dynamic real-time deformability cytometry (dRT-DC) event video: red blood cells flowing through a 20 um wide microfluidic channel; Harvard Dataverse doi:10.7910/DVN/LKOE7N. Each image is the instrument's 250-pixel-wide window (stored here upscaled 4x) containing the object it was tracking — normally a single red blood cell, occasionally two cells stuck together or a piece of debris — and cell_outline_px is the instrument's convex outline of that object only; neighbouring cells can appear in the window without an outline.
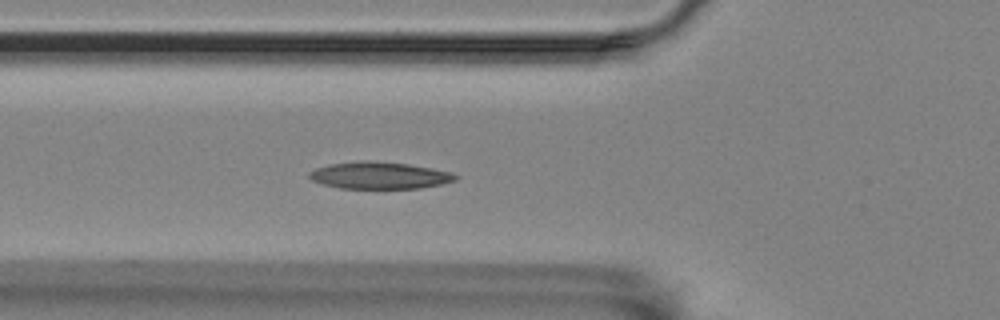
{"species": "Egyptian fruit bat (a non-hibernating species)", "species_latin": "Rousettus aegyptiacus", "temperature_condition": "room temperature", "stored_images_in_passage": 5, "camera_frame_rate_fps": 3000, "um_per_image_px": 0.085, "animal": {"sex": "female"}, "frame": {"image": 1, "passage_image": 5, "time_ms": 4.667, "image_size_px": [1000, 320], "cell_outline_px": [[460, 176], [456, 180], [440, 184], [420, 188], [340, 188], [324, 184], [312, 180], [308, 176], [308, 172], [316, 168], [332, 164], [408, 164], [432, 168], [452, 172]], "centroid_in_image_um": [32.33, 14.96], "position_along_channel_um": 93.5, "area_um2": 21.68}}